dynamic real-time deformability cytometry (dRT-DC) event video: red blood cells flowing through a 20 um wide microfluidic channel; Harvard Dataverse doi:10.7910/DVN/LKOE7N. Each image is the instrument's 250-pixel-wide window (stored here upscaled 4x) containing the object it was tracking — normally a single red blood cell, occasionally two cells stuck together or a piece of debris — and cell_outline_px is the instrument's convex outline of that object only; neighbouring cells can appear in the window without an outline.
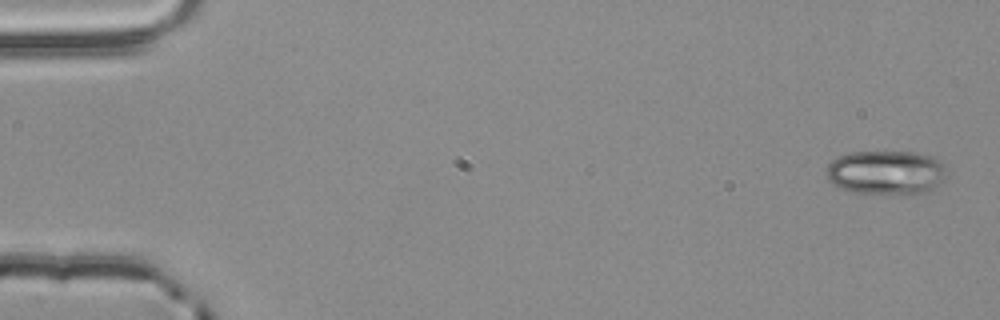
{"species": "common noctule bat (a hibernating species)", "species_latin": "Nyctalus noctula", "temperature_condition": "room temperature", "stored_images_in_passage": 4, "camera_frame_rate_fps": 3000, "um_per_image_px": 0.085, "animal": {"sex": "male", "body_mass_g": 20.4}, "frame": {"image": 1, "passage_image": 1, "time_ms": 0.0, "image_size_px": [1000, 320], "cell_outline_px": [[944, 180], [936, 188], [928, 192], [852, 192], [840, 188], [832, 184], [828, 180], [828, 164], [836, 156], [848, 152], [916, 152], [936, 156], [940, 160], [944, 168]], "centroid_in_image_um": [75.32, 14.62], "position_along_channel_um": 9.7, "area_um2": 30.69}}